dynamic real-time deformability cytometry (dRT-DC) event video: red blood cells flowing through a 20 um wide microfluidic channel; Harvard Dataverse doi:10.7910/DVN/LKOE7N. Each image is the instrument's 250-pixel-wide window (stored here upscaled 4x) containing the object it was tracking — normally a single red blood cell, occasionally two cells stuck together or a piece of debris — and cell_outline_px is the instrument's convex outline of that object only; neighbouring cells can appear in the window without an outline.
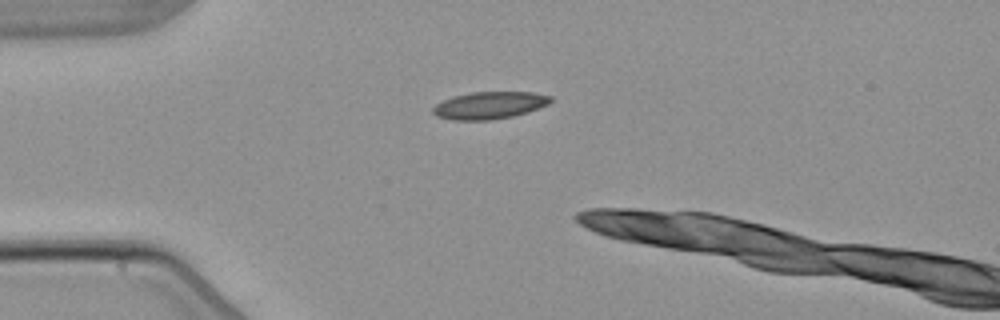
{"species": "common noctule bat (a hibernating species)", "species_latin": "Nyctalus noctula", "temperature_condition": "warm", "stored_images_in_passage": 1, "camera_frame_rate_fps": 3000, "um_per_image_px": 0.085, "animal": {"sex": "male", "body_mass_g": 21.5, "forearm_length_mm": 52.0}, "frame": {"image": 1, "passage_image": 1, "time_ms": 0.0, "image_size_px": [1000, 320], "cell_outline_px": [[552, 100], [548, 104], [528, 112], [512, 116], [492, 120], [452, 120], [436, 116], [432, 112], [432, 108], [436, 104], [452, 96], [472, 92], [532, 92], [552, 96]], "centroid_in_image_um": [41.59, 8.95], "position_along_channel_um": 43.4, "area_um2": 18.73}}